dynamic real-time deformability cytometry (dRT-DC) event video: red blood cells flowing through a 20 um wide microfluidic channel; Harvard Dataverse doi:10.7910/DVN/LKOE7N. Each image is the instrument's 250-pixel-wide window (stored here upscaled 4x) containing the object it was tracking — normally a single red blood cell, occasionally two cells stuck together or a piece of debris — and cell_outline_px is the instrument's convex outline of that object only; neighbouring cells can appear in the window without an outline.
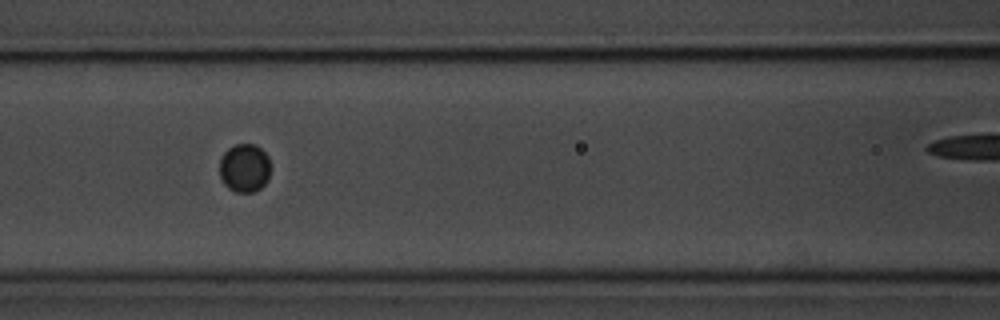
{"species": "common noctule bat (a hibernating species)", "species_latin": "Nyctalus noctula", "temperature_condition": "room temperature", "stored_images_in_passage": 7, "camera_frame_rate_fps": 3000, "um_per_image_px": 0.085, "animal": {"sex": "male", "body_mass_g": 20.1, "forearm_length_mm": 53.5}, "frame": {"image": 1, "passage_image": 4, "time_ms": 1.0, "image_size_px": [1000, 320], "cell_outline_px": [[268, 180], [260, 188], [252, 192], [236, 192], [228, 188], [224, 184], [220, 176], [220, 160], [224, 152], [228, 148], [236, 144], [256, 144], [268, 156]], "centroid_in_image_um": [20.76, 14.27], "position_along_channel_um": 145.8, "area_um2": 14.28}}
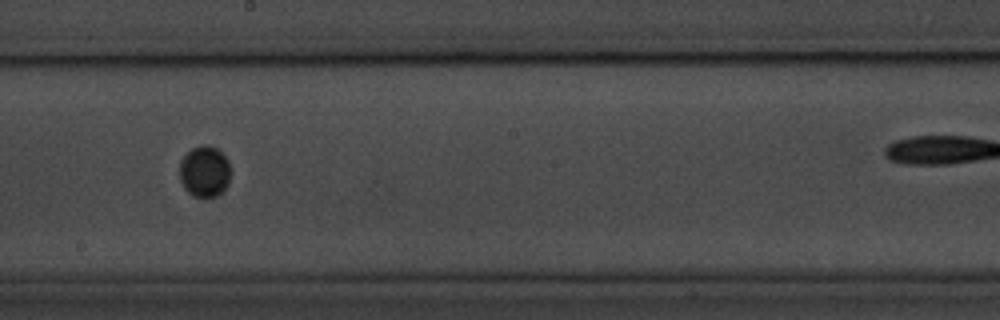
{"frame": {"image": 2, "passage_image": 6, "time_ms": 1.667, "image_size_px": [1000, 320], "cell_outline_px": [[228, 184], [216, 196], [196, 196], [188, 192], [184, 188], [180, 180], [180, 160], [192, 148], [200, 144], [208, 144], [216, 148], [228, 160]], "centroid_in_image_um": [17.35, 14.54], "position_along_channel_um": 230.8, "area_um2": 14.91}}